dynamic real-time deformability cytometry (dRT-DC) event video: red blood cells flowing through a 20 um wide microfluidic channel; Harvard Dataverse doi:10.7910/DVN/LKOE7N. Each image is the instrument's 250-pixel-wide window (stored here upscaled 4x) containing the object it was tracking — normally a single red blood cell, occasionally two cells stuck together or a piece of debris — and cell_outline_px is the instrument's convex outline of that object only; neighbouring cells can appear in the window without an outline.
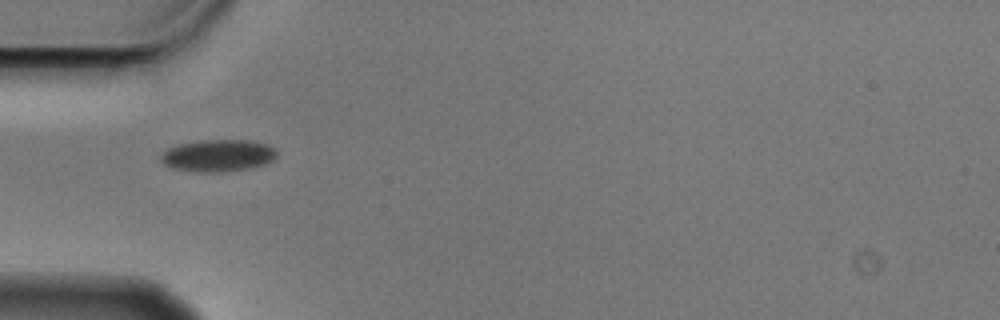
{"species": "Egyptian fruit bat (a non-hibernating species)", "species_latin": "Rousettus aegyptiacus", "temperature_condition": "cold", "stored_images_in_passage": 5, "camera_frame_rate_fps": 3000, "um_per_image_px": 0.085, "animal": {"sex": "male"}, "frame": {"image": 1, "passage_image": 1, "time_ms": 0.0, "image_size_px": [1000, 320], "cell_outline_px": [[276, 156], [272, 160], [264, 164], [252, 168], [224, 172], [196, 172], [172, 168], [164, 164], [160, 160], [160, 156], [168, 148], [180, 144], [200, 140], [252, 140], [268, 144], [276, 148]], "centroid_in_image_um": [18.55, 13.22], "position_along_channel_um": 66.5, "area_um2": 21.85}}
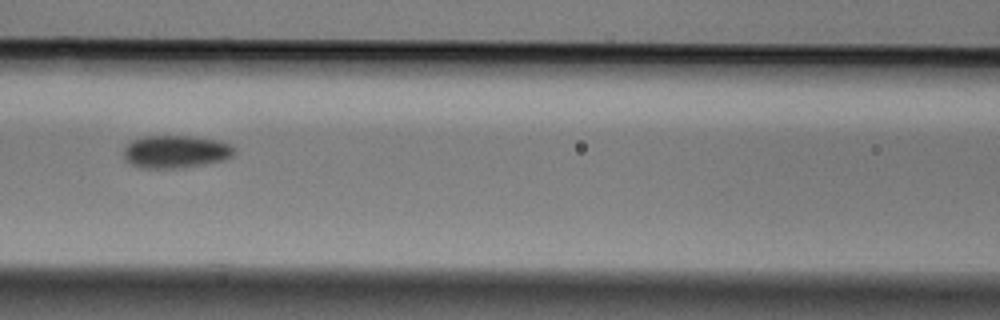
{"frame": {"image": 2, "passage_image": 3, "time_ms": 0.667, "image_size_px": [1000, 320], "cell_outline_px": [[236, 152], [232, 156], [224, 160], [184, 168], [140, 168], [124, 160], [124, 148], [132, 140], [144, 136], [188, 136], [216, 140], [232, 144]], "centroid_in_image_um": [14.94, 12.9], "position_along_channel_um": 151.7, "area_um2": 21.21}}
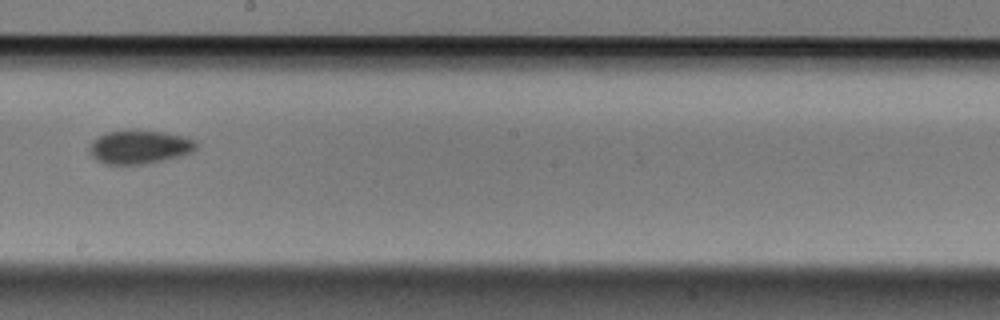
{"frame": {"image": 3, "passage_image": 5, "time_ms": 1.333, "image_size_px": [1000, 320], "cell_outline_px": [[196, 148], [192, 152], [180, 156], [148, 164], [104, 164], [96, 160], [88, 152], [88, 144], [92, 140], [108, 132], [128, 128], [136, 128], [164, 132], [188, 136], [196, 140]], "centroid_in_image_um": [11.84, 12.46], "position_along_channel_um": 236.4, "area_um2": 21.68}}